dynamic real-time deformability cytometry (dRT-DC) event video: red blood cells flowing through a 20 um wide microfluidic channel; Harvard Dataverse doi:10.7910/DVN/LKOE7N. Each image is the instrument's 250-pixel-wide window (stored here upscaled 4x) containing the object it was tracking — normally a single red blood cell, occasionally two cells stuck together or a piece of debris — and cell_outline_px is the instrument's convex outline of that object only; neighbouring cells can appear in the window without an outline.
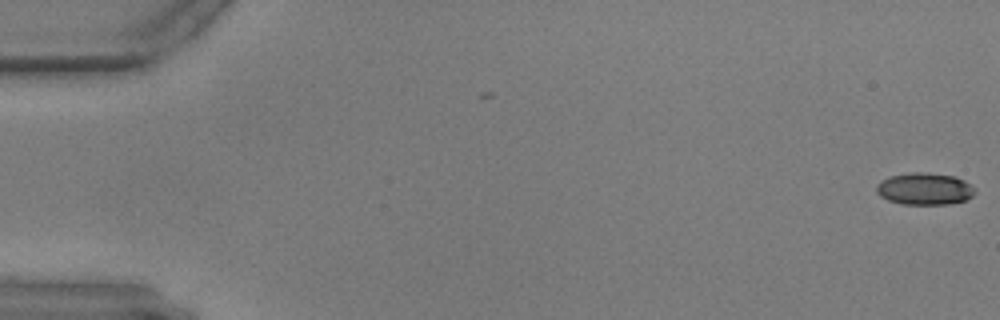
{"species": "common noctule bat (a hibernating species)", "species_latin": "Nyctalus noctula", "temperature_condition": "warm", "stored_images_in_passage": 5, "camera_frame_rate_fps": 3000, "um_per_image_px": 0.085, "animal": {"sex": "male", "body_mass_g": 17.9, "forearm_length_mm": 54.2}, "frame": {"image": 1, "passage_image": 1, "time_ms": 0.0, "image_size_px": [1000, 320], "cell_outline_px": [[976, 192], [972, 196], [964, 200], [948, 204], [900, 204], [888, 200], [880, 196], [876, 192], [876, 184], [880, 180], [888, 176], [912, 172], [928, 172], [956, 176], [972, 184], [976, 188]], "centroid_in_image_um": [78.59, 16.03], "position_along_channel_um": 6.4, "area_um2": 18.73}}